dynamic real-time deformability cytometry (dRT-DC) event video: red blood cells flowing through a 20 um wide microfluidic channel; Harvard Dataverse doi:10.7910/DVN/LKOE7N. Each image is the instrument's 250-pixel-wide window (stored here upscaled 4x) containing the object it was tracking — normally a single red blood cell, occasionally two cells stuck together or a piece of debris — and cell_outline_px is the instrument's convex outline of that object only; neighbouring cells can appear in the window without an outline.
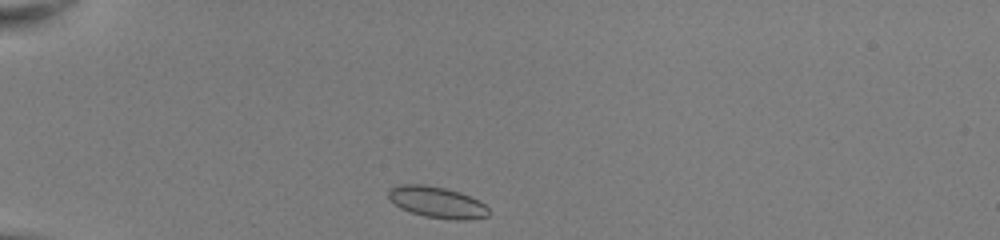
{"species": "common noctule bat (a hibernating species)", "species_latin": "Nyctalus noctula", "temperature_condition": "room temperature", "stored_images_in_passage": 37, "camera_frame_rate_fps": 3000, "um_per_image_px": 0.085, "animal": {"sex": "female", "body_mass_g": 22.0, "forearm_length_mm": 56.7}, "frame": {"image": 1, "passage_image": 1, "time_ms": 0.0, "image_size_px": [1000, 240], "cell_outline_px": [[488, 216], [468, 220], [456, 220], [424, 216], [400, 208], [388, 196], [388, 188], [396, 184], [424, 184], [444, 188], [460, 192], [484, 204], [488, 208]], "centroid_in_image_um": [37.12, 17.18], "position_along_channel_um": 47.9, "area_um2": 18.15}}
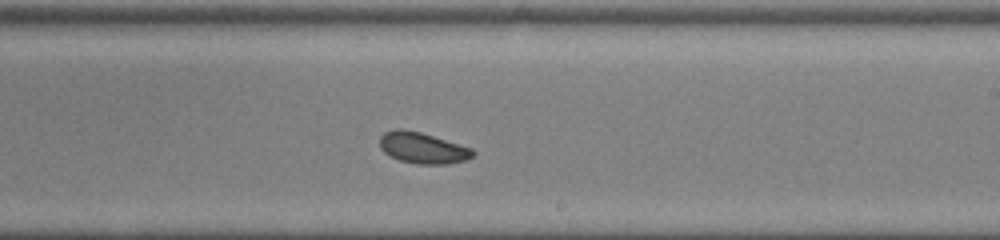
{"frame": {"image": 2, "passage_image": 19, "time_ms": 6.0, "image_size_px": [1000, 240], "cell_outline_px": [[476, 152], [472, 156], [464, 160], [448, 164], [416, 164], [400, 160], [384, 152], [380, 148], [380, 136], [384, 132], [396, 128], [404, 128], [420, 132], [472, 148]], "centroid_in_image_um": [35.9, 12.56], "position_along_channel_um": 253.1, "area_um2": 16.82}}
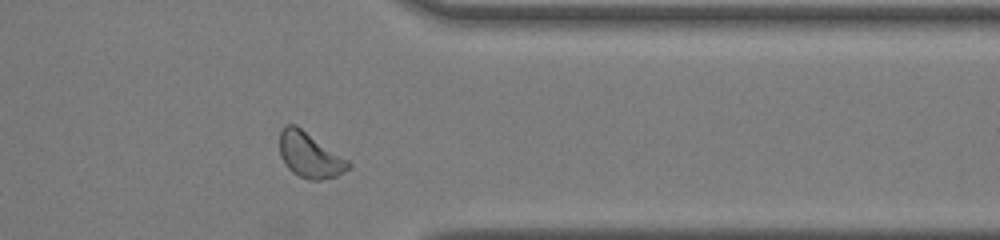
{"frame": {"image": 3, "passage_image": 29, "time_ms": 9.333, "image_size_px": [1000, 240], "cell_outline_px": [[352, 168], [336, 176], [320, 180], [308, 180], [292, 172], [288, 168], [280, 156], [280, 132], [284, 124], [296, 124], [348, 160], [352, 164]], "centroid_in_image_um": [26.33, 13.18], "position_along_channel_um": 385.1, "area_um2": 18.21}, "authors_computed_cell_mechanics": {"area_um2": 17.1088, "velocity_mm_per_s": 4.0237, "shape_relaxation_time_tau1_ms": 6.2721, "shape_relaxation_time_tau2_ms": null, "deformation_change_tau1": 0.0926, "deformation_change_tau2": null}}